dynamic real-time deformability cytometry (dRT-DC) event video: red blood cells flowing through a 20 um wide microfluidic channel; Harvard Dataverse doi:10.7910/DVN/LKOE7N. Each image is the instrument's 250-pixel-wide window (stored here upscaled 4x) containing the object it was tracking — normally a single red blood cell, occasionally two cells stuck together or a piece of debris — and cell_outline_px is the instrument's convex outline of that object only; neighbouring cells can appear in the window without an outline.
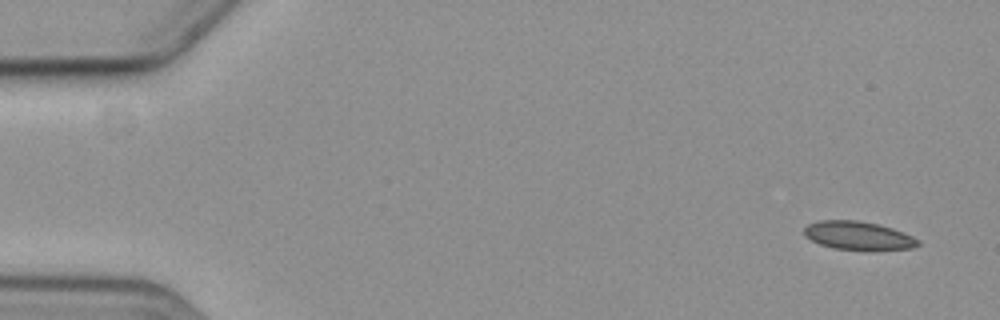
{"species": "common noctule bat (a hibernating species)", "species_latin": "Nyctalus noctula", "temperature_condition": "cold", "stored_images_in_passage": 6, "camera_frame_rate_fps": 3000, "um_per_image_px": 0.085, "animal": {"sex": "female", "body_mass_g": 19.3, "forearm_length_mm": 54.1}, "frame": {"image": 1, "passage_image": 1, "time_ms": 0.0, "image_size_px": [1000, 320], "cell_outline_px": [[920, 244], [912, 248], [876, 252], [864, 252], [832, 248], [820, 244], [804, 236], [804, 228], [808, 224], [820, 220], [856, 220], [880, 224], [892, 228], [912, 236], [920, 240]], "centroid_in_image_um": [72.99, 20.07], "position_along_channel_um": 12.0, "area_um2": 19.59}}